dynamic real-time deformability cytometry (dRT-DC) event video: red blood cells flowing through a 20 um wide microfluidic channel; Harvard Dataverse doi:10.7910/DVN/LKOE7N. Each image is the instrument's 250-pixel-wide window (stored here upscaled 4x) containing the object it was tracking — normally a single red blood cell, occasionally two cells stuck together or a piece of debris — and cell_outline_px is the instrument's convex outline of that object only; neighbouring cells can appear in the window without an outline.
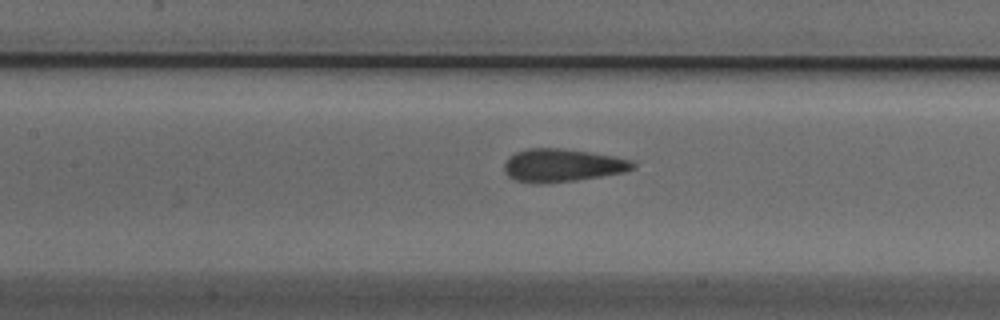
{"species": "Egyptian fruit bat (a non-hibernating species)", "species_latin": "Rousettus aegyptiacus", "temperature_condition": "cold", "stored_images_in_passage": 27, "camera_frame_rate_fps": 3000, "um_per_image_px": 0.085, "animal": {"sex": "male"}, "frame": {"image": 1, "passage_image": 18, "time_ms": 5.667, "image_size_px": [1000, 320], "cell_outline_px": [[636, 168], [624, 172], [576, 180], [540, 184], [536, 184], [516, 180], [508, 176], [504, 172], [504, 164], [508, 156], [516, 152], [528, 148], [560, 148], [616, 156], [632, 160], [636, 164]], "centroid_in_image_um": [47.79, 14.05], "position_along_channel_um": 159.6, "area_um2": 24.85}}
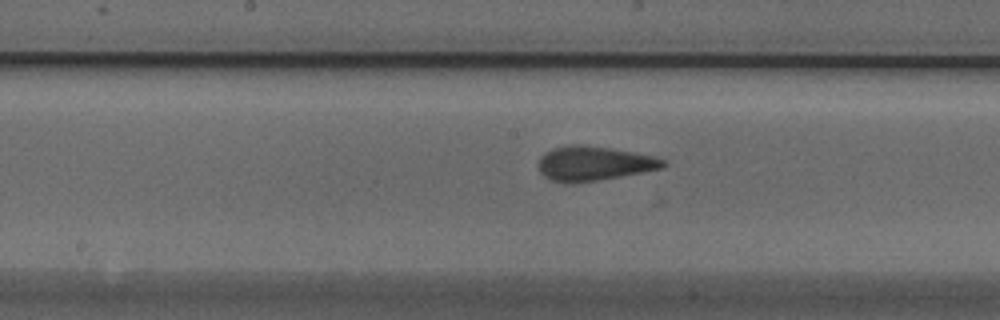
{"frame": {"image": 2, "passage_image": 21, "time_ms": 6.667, "image_size_px": [1000, 320], "cell_outline_px": [[668, 164], [664, 168], [620, 176], [572, 184], [552, 180], [544, 176], [540, 172], [540, 156], [544, 152], [568, 144], [580, 144], [608, 148], [656, 156], [668, 160]], "centroid_in_image_um": [50.53, 13.89], "position_along_channel_um": 197.7, "area_um2": 24.97}}
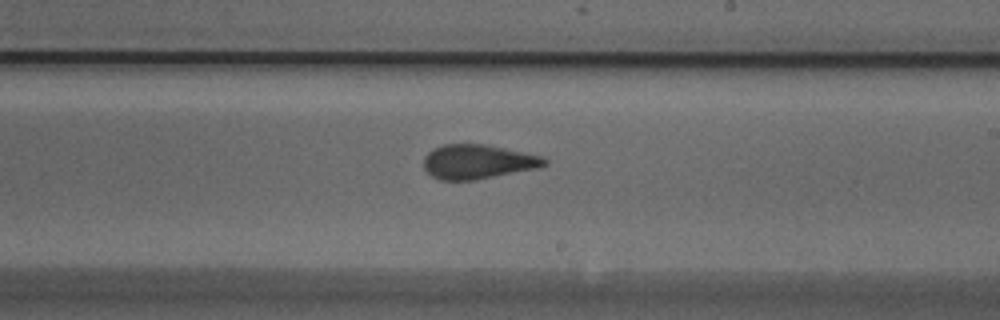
{"frame": {"image": 3, "passage_image": 25, "time_ms": 8.0, "image_size_px": [1000, 320], "cell_outline_px": [[548, 164], [536, 168], [476, 180], [440, 180], [432, 176], [424, 168], [424, 156], [432, 148], [444, 144], [484, 144], [540, 156], [548, 160]], "centroid_in_image_um": [40.56, 13.75], "position_along_channel_um": 248.4, "area_um2": 23.99}}